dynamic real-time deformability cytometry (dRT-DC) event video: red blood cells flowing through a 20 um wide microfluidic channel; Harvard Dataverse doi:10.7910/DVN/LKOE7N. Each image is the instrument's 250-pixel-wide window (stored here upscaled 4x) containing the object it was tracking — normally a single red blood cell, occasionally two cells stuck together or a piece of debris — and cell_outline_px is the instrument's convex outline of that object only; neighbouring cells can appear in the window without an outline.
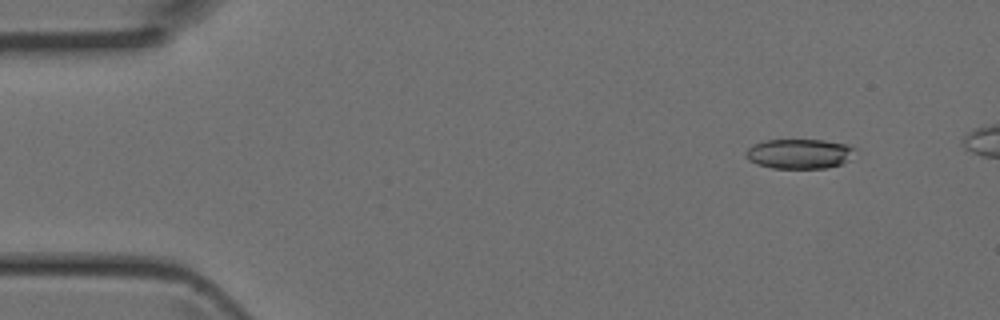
{"species": "Egyptian fruit bat (a non-hibernating species)", "species_latin": "Rousettus aegyptiacus", "temperature_condition": "room temperature", "stored_images_in_passage": 5, "camera_frame_rate_fps": 3000, "um_per_image_px": 0.085, "animal": {"sex": "female"}, "frame": {"image": 1, "passage_image": 1, "time_ms": 0.0, "image_size_px": [1000, 320], "cell_outline_px": [[856, 148], [848, 160], [840, 164], [824, 168], [772, 168], [756, 164], [748, 160], [744, 152], [752, 144], [768, 140], [824, 140], [848, 144]], "centroid_in_image_um": [67.91, 13.06], "position_along_channel_um": 17.1, "area_um2": 18.96}}
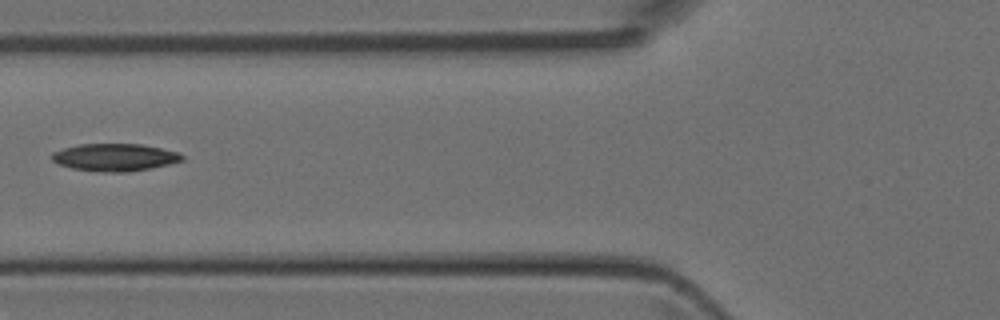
{"frame": {"image": 2, "passage_image": 5, "time_ms": 1.333, "image_size_px": [1000, 320], "cell_outline_px": [[184, 160], [152, 168], [128, 172], [104, 172], [72, 168], [60, 164], [52, 160], [52, 152], [64, 148], [80, 144], [140, 144], [180, 152], [184, 156]], "centroid_in_image_um": [9.79, 13.37], "position_along_channel_um": 116.0, "area_um2": 20.75}}